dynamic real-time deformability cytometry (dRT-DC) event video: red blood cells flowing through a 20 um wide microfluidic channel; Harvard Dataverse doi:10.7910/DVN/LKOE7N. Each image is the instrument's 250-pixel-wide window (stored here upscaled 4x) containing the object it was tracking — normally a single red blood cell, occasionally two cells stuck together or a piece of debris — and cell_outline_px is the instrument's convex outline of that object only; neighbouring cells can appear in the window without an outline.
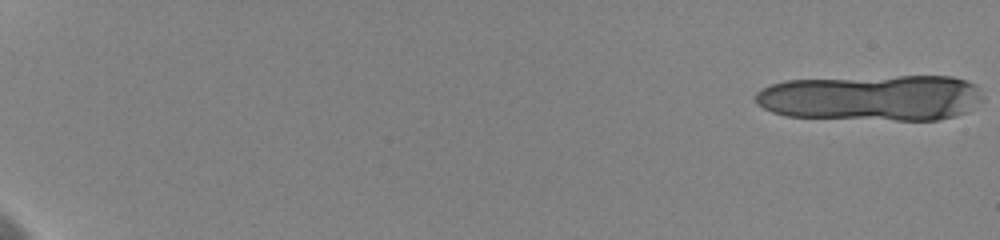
{"species": "human", "species_latin": "Homo sapiens", "temperature_condition": "cold", "stored_images_in_passage": 21, "camera_frame_rate_fps": 3000, "um_per_image_px": 0.085, "donor": {"sex": "female"}, "frame": {"image": 1, "passage_image": 1, "time_ms": 0.0, "image_size_px": [1000, 240], "cell_outline_px": [[984, 100], [964, 112], [956, 116], [936, 120], [896, 120], [784, 116], [772, 112], [756, 104], [752, 96], [760, 88], [784, 80], [900, 76], [952, 76], [976, 84], [984, 96]], "centroid_in_image_um": [74.08, 8.31], "position_along_channel_um": 10.9, "area_um2": 61.5}}